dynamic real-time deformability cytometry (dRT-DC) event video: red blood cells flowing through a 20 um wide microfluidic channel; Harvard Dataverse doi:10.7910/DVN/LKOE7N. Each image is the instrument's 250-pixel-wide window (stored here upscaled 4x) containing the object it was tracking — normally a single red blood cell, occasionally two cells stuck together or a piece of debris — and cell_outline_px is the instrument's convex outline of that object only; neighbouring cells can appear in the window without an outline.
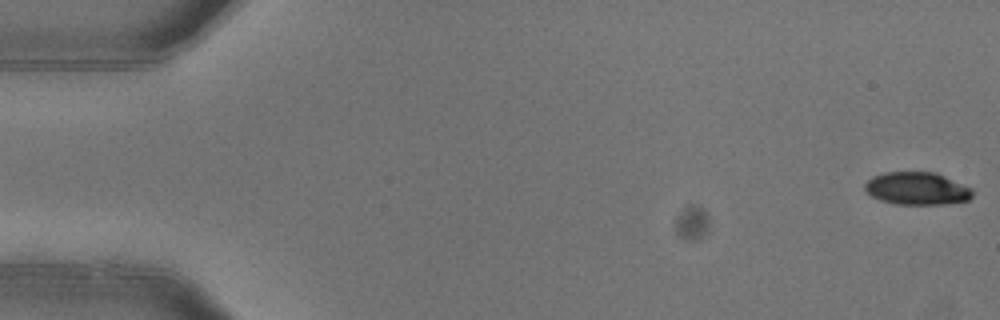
{"species": "common noctule bat (a hibernating species)", "species_latin": "Nyctalus noctula", "temperature_condition": "warm", "stored_images_in_passage": 5, "camera_frame_rate_fps": 3000, "um_per_image_px": 0.085, "animal": {"sex": "female"}, "frame": {"image": 1, "passage_image": 1, "time_ms": 0.0, "image_size_px": [1000, 320], "cell_outline_px": [[972, 196], [968, 200], [948, 204], [896, 204], [880, 200], [872, 196], [864, 188], [864, 184], [872, 176], [884, 172], [936, 172], [972, 188]], "centroid_in_image_um": [77.94, 16.02], "position_along_channel_um": 7.1, "area_um2": 20.52}}
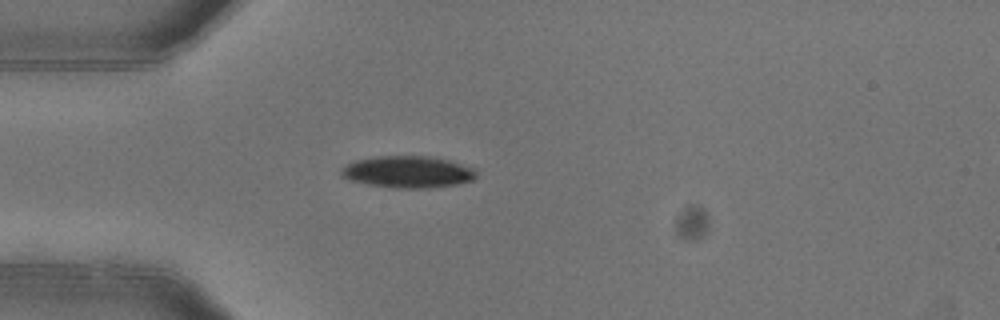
{"frame": {"image": 2, "passage_image": 5, "time_ms": 1.333, "image_size_px": [1000, 320], "cell_outline_px": [[476, 176], [472, 180], [460, 184], [428, 188], [400, 188], [368, 184], [348, 180], [340, 176], [340, 168], [356, 160], [380, 156], [428, 156], [448, 160], [472, 168], [476, 172]], "centroid_in_image_um": [34.64, 14.62], "position_along_channel_um": 50.4, "area_um2": 24.91}}